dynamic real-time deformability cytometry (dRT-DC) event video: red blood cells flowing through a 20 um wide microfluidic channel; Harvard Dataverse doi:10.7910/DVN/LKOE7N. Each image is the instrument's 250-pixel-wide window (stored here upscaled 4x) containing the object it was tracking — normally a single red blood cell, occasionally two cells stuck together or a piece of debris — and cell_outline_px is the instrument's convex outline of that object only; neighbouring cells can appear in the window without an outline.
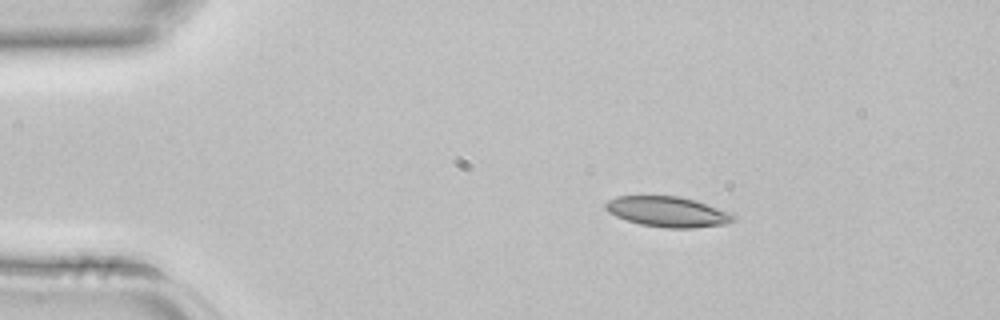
{"species": "common noctule bat (a hibernating species)", "species_latin": "Nyctalus noctula", "temperature_condition": "room temperature", "stored_images_in_passage": 2, "camera_frame_rate_fps": 3000, "um_per_image_px": 0.085, "animal": {"sex": "female", "body_mass_g": 22.7, "forearm_length_mm": 54.2}, "frame": {"image": 1, "passage_image": 1, "time_ms": 0.0, "image_size_px": [1000, 320], "cell_outline_px": [[736, 220], [728, 224], [692, 228], [664, 228], [640, 224], [616, 216], [608, 212], [604, 208], [604, 204], [608, 200], [616, 196], [680, 196], [696, 200], [732, 212], [736, 216]], "centroid_in_image_um": [56.8, 18.0], "position_along_channel_um": 28.2, "area_um2": 22.95}}